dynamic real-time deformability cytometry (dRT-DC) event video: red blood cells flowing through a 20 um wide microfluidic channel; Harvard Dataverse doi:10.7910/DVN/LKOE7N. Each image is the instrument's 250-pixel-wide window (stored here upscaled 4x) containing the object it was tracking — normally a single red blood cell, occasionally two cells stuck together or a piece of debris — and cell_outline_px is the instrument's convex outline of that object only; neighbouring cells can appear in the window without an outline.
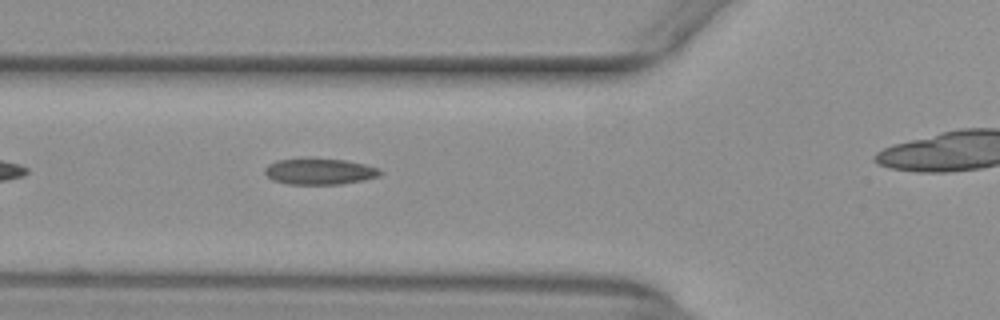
{"species": "common noctule bat (a hibernating species)", "species_latin": "Nyctalus noctula", "temperature_condition": "warm", "stored_images_in_passage": 33, "camera_frame_rate_fps": 3000, "um_per_image_px": 0.085, "animal": {"sex": "female", "body_mass_g": 29.2, "forearm_length_mm": 56.3}, "frame": {"image": 1, "passage_image": 5, "time_ms": 1.333, "image_size_px": [1000, 320], "cell_outline_px": [[384, 172], [380, 176], [364, 180], [340, 184], [288, 184], [272, 180], [264, 172], [264, 168], [268, 164], [276, 160], [304, 156], [308, 156], [344, 160], [364, 164], [380, 168]], "centroid_in_image_um": [27.14, 14.54], "position_along_channel_um": 98.7, "area_um2": 18.26}}
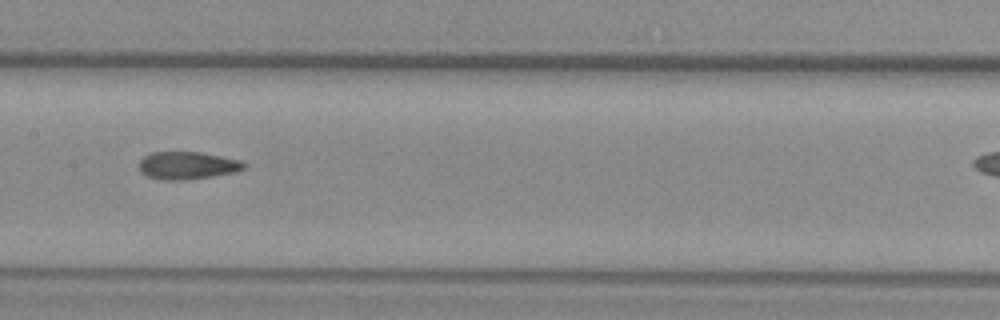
{"frame": {"image": 2, "passage_image": 12, "time_ms": 3.667, "image_size_px": [1000, 320], "cell_outline_px": [[248, 164], [244, 168], [232, 172], [212, 176], [184, 180], [160, 180], [148, 176], [140, 172], [140, 160], [144, 156], [152, 152], [200, 152], [240, 160]], "centroid_in_image_um": [15.9, 14.06], "position_along_channel_um": 191.5, "area_um2": 16.76}}
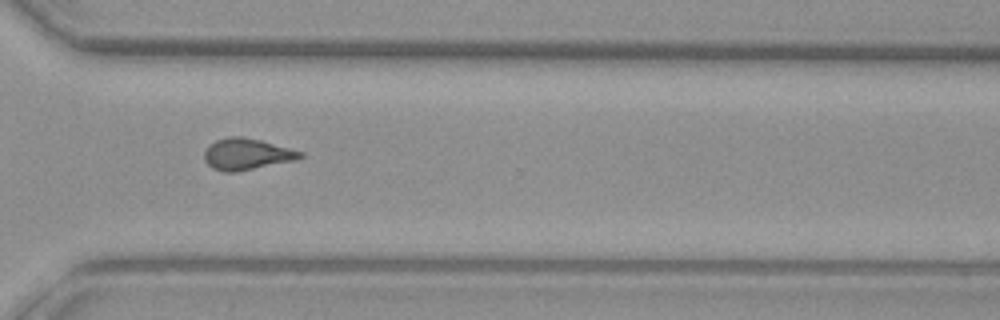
{"frame": {"image": 3, "passage_image": 24, "time_ms": 7.667, "image_size_px": [1000, 320], "cell_outline_px": [[304, 156], [296, 160], [236, 172], [224, 172], [212, 168], [204, 160], [204, 152], [208, 144], [216, 140], [228, 136], [240, 136], [260, 140], [304, 152]], "centroid_in_image_um": [20.95, 13.1], "position_along_channel_um": 349.6, "area_um2": 17.63}, "authors_computed_cell_mechanics": {"area_um2": 17.2244, "velocity_mm_per_s": 3.9583, "shape_relaxation_time_tau1_ms": null, "shape_relaxation_time_tau2_ms": 2.2979, "deformation_change_tau1": null, "deformation_change_tau2": 0.0967}}